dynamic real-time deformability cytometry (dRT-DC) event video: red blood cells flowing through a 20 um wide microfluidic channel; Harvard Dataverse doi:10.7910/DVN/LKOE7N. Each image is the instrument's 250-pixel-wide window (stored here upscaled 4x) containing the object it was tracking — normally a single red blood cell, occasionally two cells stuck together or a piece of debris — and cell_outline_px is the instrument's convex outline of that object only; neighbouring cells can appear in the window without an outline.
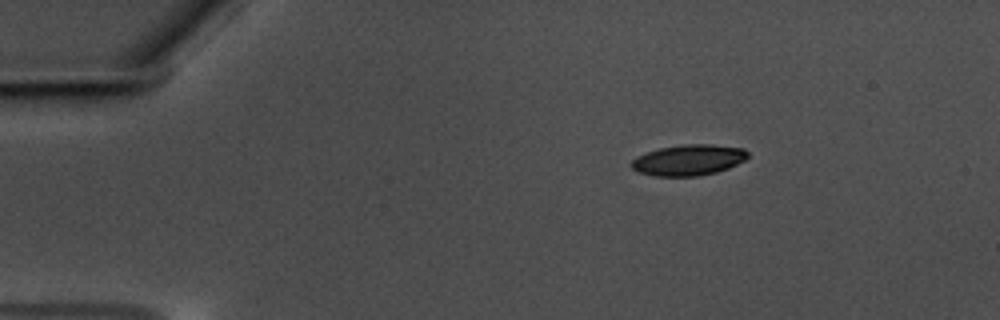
{"species": "common noctule bat (a hibernating species)", "species_latin": "Nyctalus noctula", "temperature_condition": "warm", "stored_images_in_passage": 49, "camera_frame_rate_fps": 3000, "um_per_image_px": 0.085, "animal": {"sex": "male", "body_mass_g": 17.5, "forearm_length_mm": 52.3}, "frame": {"image": 1, "passage_image": 1, "time_ms": 0.0, "image_size_px": [1000, 320], "cell_outline_px": [[748, 156], [744, 160], [728, 168], [716, 172], [700, 176], [656, 176], [640, 172], [632, 168], [628, 164], [636, 156], [660, 148], [684, 144], [712, 144], [744, 148], [748, 152]], "centroid_in_image_um": [58.52, 13.6], "position_along_channel_um": 26.5, "area_um2": 20.92}}
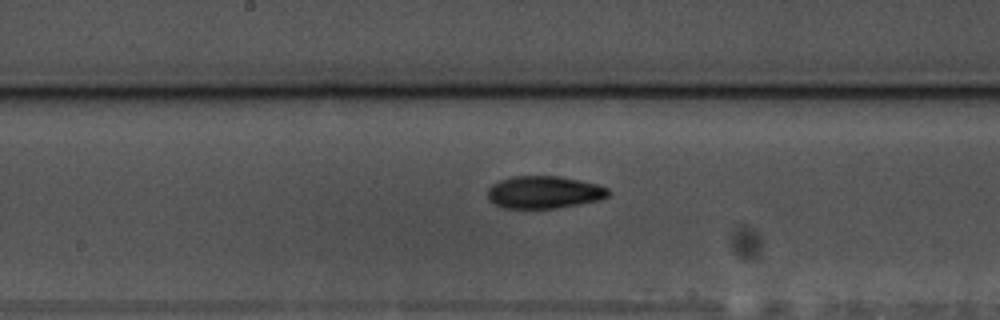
{"frame": {"image": 2, "passage_image": 22, "time_ms": 7.0, "image_size_px": [1000, 320], "cell_outline_px": [[612, 192], [608, 196], [600, 200], [580, 204], [556, 208], [504, 208], [488, 200], [488, 188], [492, 184], [500, 180], [512, 176], [560, 176], [580, 180], [596, 184], [608, 188]], "centroid_in_image_um": [46.26, 16.34], "position_along_channel_um": 201.9, "area_um2": 22.95}}
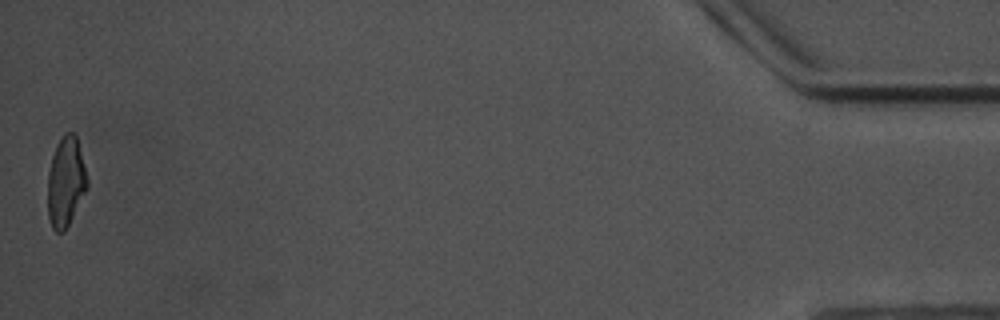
{"frame": {"image": 3, "passage_image": 49, "time_ms": 16.0, "image_size_px": [1000, 320], "cell_outline_px": [[88, 188], [64, 232], [56, 232], [52, 228], [48, 216], [48, 172], [52, 156], [56, 144], [68, 132], [72, 132], [76, 136], [88, 180]], "centroid_in_image_um": [5.58, 15.49], "position_along_channel_um": 429.6, "area_um2": 20.46}, "authors_computed_cell_mechanics": {"area_um2": 21.8484, "velocity_mm_per_s": 3.5492, "shape_relaxation_time_tau1_ms": 5.1618, "shape_relaxation_time_tau2_ms": 3.5415, "deformation_change_tau1": 0.1728, "deformation_change_tau2": 0.0934}}